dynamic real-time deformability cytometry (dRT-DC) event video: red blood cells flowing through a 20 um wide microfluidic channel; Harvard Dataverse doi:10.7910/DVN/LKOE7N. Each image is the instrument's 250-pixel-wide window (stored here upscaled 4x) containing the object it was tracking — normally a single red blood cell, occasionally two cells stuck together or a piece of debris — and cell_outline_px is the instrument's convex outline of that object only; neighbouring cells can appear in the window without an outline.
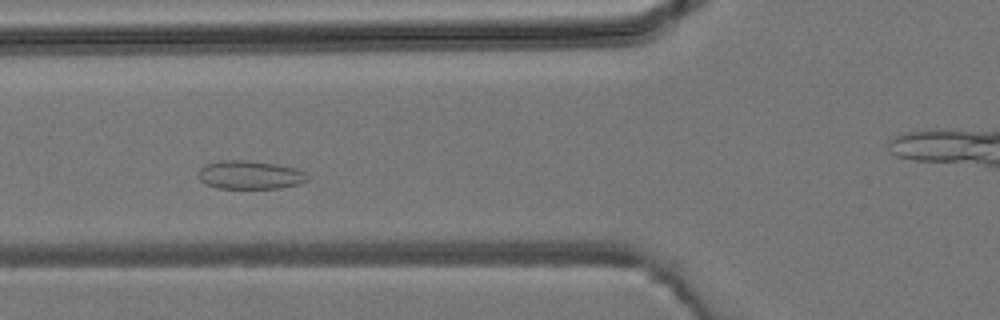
{"species": "common noctule bat (a hibernating species)", "species_latin": "Nyctalus noctula", "temperature_condition": "room temperature", "stored_images_in_passage": 40, "camera_frame_rate_fps": 3000, "um_per_image_px": 0.085, "animal": {"sex": "male", "body_mass_g": 19.2, "forearm_length_mm": 51.8}, "frame": {"image": 1, "passage_image": 10, "time_ms": 3.0, "image_size_px": [1000, 320], "cell_outline_px": [[308, 180], [300, 184], [280, 188], [216, 188], [200, 180], [196, 176], [196, 172], [204, 164], [220, 160], [248, 160], [276, 164], [296, 168], [304, 172], [308, 176]], "centroid_in_image_um": [21.21, 14.86], "position_along_channel_um": 104.6, "area_um2": 18.32}}
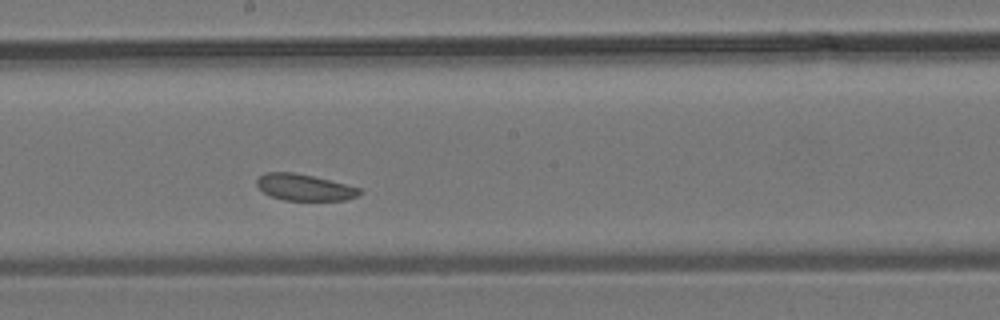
{"frame": {"image": 2, "passage_image": 18, "time_ms": 5.667, "image_size_px": [1000, 320], "cell_outline_px": [[364, 192], [356, 196], [344, 200], [284, 200], [272, 196], [264, 192], [256, 184], [256, 180], [264, 172], [292, 172], [312, 176], [360, 188]], "centroid_in_image_um": [25.86, 15.92], "position_along_channel_um": 222.3, "area_um2": 15.61}}
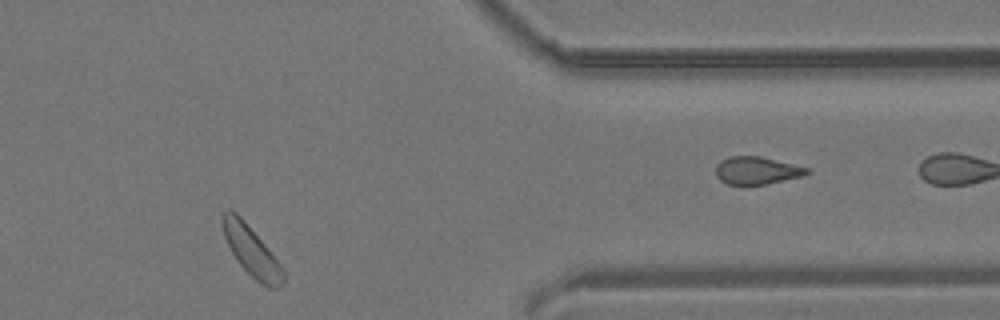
{"frame": {"image": 3, "passage_image": 31, "time_ms": 10.0, "image_size_px": [1000, 320], "cell_outline_px": [[284, 280], [276, 288], [268, 288], [260, 284], [236, 260], [224, 236], [224, 208], [228, 208], [236, 212], [244, 220], [284, 268]], "centroid_in_image_um": [21.4, 21.36], "position_along_channel_um": 390.0, "area_um2": 17.11}}